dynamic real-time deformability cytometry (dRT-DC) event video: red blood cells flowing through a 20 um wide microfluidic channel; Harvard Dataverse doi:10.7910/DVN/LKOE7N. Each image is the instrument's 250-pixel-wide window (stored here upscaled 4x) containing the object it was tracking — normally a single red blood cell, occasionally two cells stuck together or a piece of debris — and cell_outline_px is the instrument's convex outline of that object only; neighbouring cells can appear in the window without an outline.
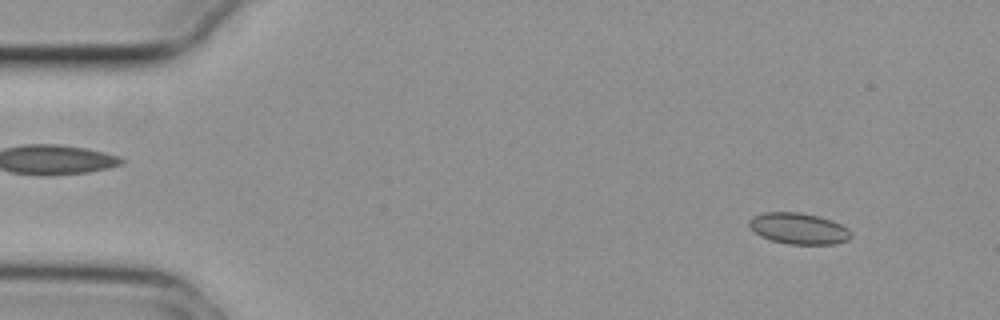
{"species": "common noctule bat (a hibernating species)", "species_latin": "Nyctalus noctula", "temperature_condition": "cold", "stored_images_in_passage": 52, "camera_frame_rate_fps": 3000, "um_per_image_px": 0.085, "animal": {"sex": "female", "body_mass_g": 29.2, "forearm_length_mm": 56.3}, "frame": {"image": 1, "passage_image": 2, "time_ms": 0.333, "image_size_px": [1000, 320], "cell_outline_px": [[852, 236], [848, 240], [832, 244], [788, 244], [772, 240], [760, 236], [748, 224], [748, 220], [752, 216], [764, 212], [800, 212], [832, 220], [848, 228], [852, 232]], "centroid_in_image_um": [67.89, 19.42], "position_along_channel_um": 17.1, "area_um2": 18.5}}
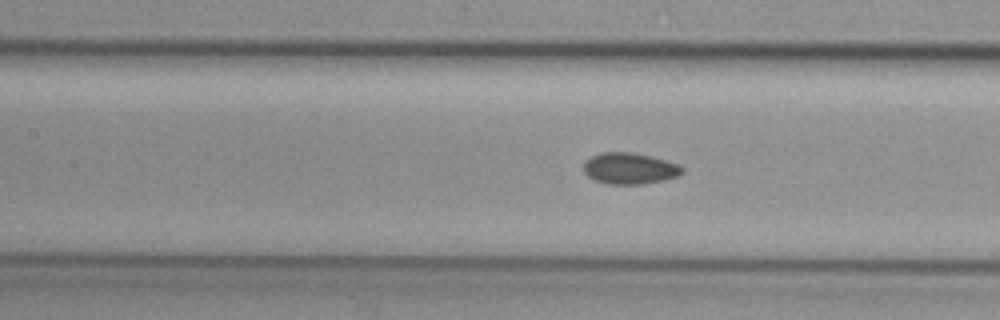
{"frame": {"image": 2, "passage_image": 21, "time_ms": 6.667, "image_size_px": [1000, 320], "cell_outline_px": [[684, 172], [680, 176], [664, 180], [640, 184], [608, 184], [596, 180], [588, 176], [584, 172], [584, 164], [592, 156], [600, 152], [632, 152], [652, 156], [680, 164], [684, 168]], "centroid_in_image_um": [53.58, 14.31], "position_along_channel_um": 153.8, "area_um2": 18.09}}
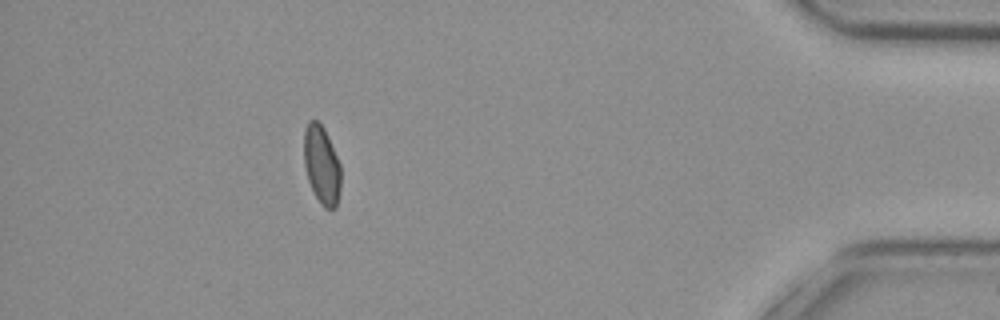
{"frame": {"image": 3, "passage_image": 46, "time_ms": 15.0, "image_size_px": [1000, 320], "cell_outline_px": [[340, 192], [336, 208], [324, 208], [320, 204], [308, 180], [304, 168], [304, 128], [308, 120], [316, 120], [324, 128], [328, 136], [340, 164]], "centroid_in_image_um": [27.33, 14.01], "position_along_channel_um": 407.9, "area_um2": 16.94}, "authors_computed_cell_mechanics": {"area_um2": 17.5712, "velocity_mm_per_s": 3.7373, "shape_relaxation_time_tau1_ms": null, "shape_relaxation_time_tau2_ms": 3.2976, "deformation_change_tau1": null, "deformation_change_tau2": 0.0628}}